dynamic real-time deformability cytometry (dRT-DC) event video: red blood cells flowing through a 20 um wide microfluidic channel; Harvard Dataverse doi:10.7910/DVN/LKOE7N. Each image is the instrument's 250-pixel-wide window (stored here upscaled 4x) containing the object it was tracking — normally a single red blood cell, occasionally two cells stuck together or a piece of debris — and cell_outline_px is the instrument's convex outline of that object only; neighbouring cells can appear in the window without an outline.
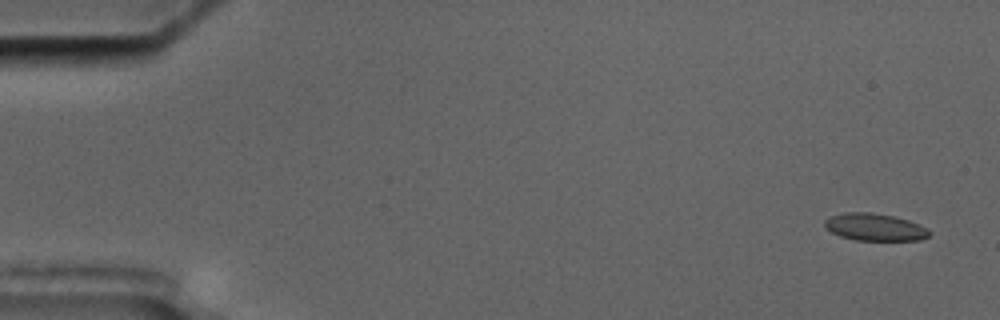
{"species": "common noctule bat (a hibernating species)", "species_latin": "Nyctalus noctula", "temperature_condition": "cold", "stored_images_in_passage": 6, "segment_of_instrument_passage": [2, 2], "camera_frame_rate_fps": 3000, "um_per_image_px": 0.085, "animal": {"sex": "male", "body_mass_g": 17.5, "forearm_length_mm": 52.3}, "frame": {"image": 1, "passage_image": 6, "time_ms": 6.333, "image_size_px": [1000, 320], "cell_outline_px": [[932, 232], [928, 236], [920, 240], [856, 240], [840, 236], [824, 228], [824, 220], [828, 216], [844, 212], [872, 212], [892, 216], [908, 220], [920, 224], [928, 228]], "centroid_in_image_um": [74.34, 19.29], "position_along_channel_um": 10.7, "area_um2": 16.82}}